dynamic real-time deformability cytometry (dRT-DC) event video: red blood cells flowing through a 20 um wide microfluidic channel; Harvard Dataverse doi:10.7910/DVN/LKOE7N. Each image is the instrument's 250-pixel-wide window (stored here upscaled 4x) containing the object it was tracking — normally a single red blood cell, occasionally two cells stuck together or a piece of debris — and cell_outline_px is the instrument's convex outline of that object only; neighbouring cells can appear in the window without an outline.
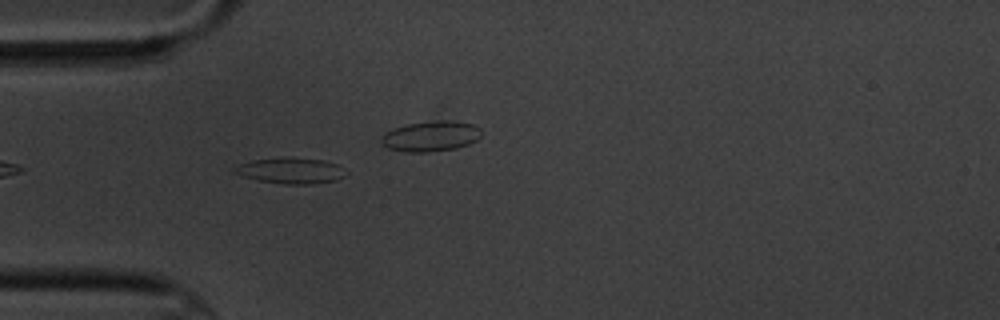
{"species": "common noctule bat (a hibernating species)", "species_latin": "Nyctalus noctula", "temperature_condition": "cold", "stored_images_in_passage": 4, "camera_frame_rate_fps": 3000, "um_per_image_px": 0.085, "animal": {"sex": "male", "body_mass_g": 20.1, "forearm_length_mm": 53.5}, "frame": {"image": 1, "passage_image": 2, "time_ms": 1.0, "image_size_px": [1000, 320], "cell_outline_px": [[348, 172], [344, 176], [336, 180], [312, 184], [284, 184], [260, 180], [240, 176], [232, 172], [232, 168], [236, 164], [252, 160], [284, 156], [288, 156], [324, 160], [336, 164]], "centroid_in_image_um": [24.66, 14.48], "position_along_channel_um": 60.3, "area_um2": 17.17}}